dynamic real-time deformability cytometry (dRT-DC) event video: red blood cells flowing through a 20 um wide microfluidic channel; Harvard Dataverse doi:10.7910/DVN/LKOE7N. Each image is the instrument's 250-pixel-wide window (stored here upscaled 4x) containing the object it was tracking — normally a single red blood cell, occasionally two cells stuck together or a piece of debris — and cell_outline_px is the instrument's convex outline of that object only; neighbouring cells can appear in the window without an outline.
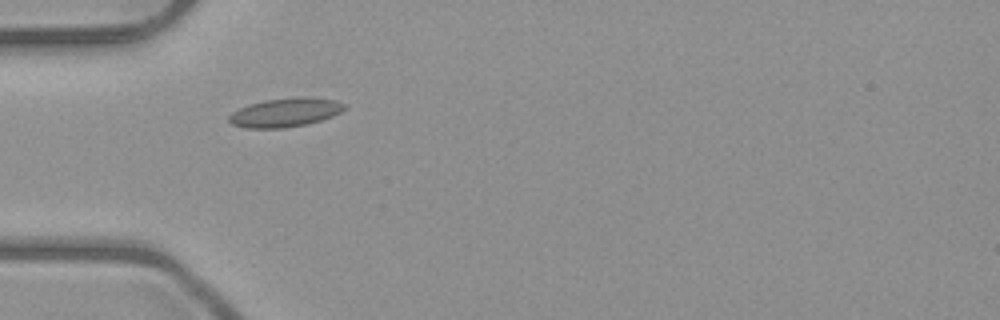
{"species": "common noctule bat (a hibernating species)", "species_latin": "Nyctalus noctula", "temperature_condition": "room temperature", "stored_images_in_passage": 3, "camera_frame_rate_fps": 3000, "um_per_image_px": 0.085, "animal": {"sex": "male", "body_mass_g": 23.1, "forearm_length_mm": 52.7}, "frame": {"image": 1, "passage_image": 2, "time_ms": 1.333, "image_size_px": [1000, 320], "cell_outline_px": [[344, 108], [340, 112], [332, 116], [320, 120], [304, 124], [284, 128], [244, 128], [232, 124], [228, 120], [228, 116], [232, 112], [248, 104], [264, 100], [296, 96], [308, 96], [336, 100], [344, 104]], "centroid_in_image_um": [24.21, 9.54], "position_along_channel_um": 60.8, "area_um2": 19.48}}
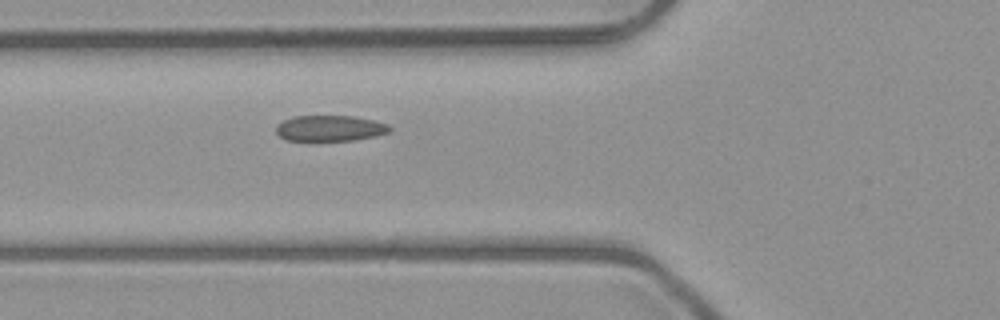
{"frame": {"image": 2, "passage_image": 3, "time_ms": 2.333, "image_size_px": [1000, 320], "cell_outline_px": [[392, 128], [388, 132], [376, 136], [352, 140], [288, 140], [280, 136], [276, 132], [276, 124], [292, 116], [352, 116], [376, 120], [388, 124]], "centroid_in_image_um": [28.06, 10.89], "position_along_channel_um": 97.7, "area_um2": 17.05}}